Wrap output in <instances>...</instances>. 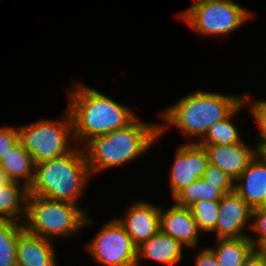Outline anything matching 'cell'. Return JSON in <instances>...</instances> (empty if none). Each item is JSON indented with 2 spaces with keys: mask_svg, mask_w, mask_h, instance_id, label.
Returning a JSON list of instances; mask_svg holds the SVG:
<instances>
[{
  "mask_svg": "<svg viewBox=\"0 0 266 266\" xmlns=\"http://www.w3.org/2000/svg\"><path fill=\"white\" fill-rule=\"evenodd\" d=\"M258 236L252 238L249 236V240L252 242L256 249L266 248V206H261L252 209L251 228Z\"/></svg>",
  "mask_w": 266,
  "mask_h": 266,
  "instance_id": "25",
  "label": "cell"
},
{
  "mask_svg": "<svg viewBox=\"0 0 266 266\" xmlns=\"http://www.w3.org/2000/svg\"><path fill=\"white\" fill-rule=\"evenodd\" d=\"M160 206L150 202H135L126 210L124 218H117L133 244L138 247L160 231Z\"/></svg>",
  "mask_w": 266,
  "mask_h": 266,
  "instance_id": "11",
  "label": "cell"
},
{
  "mask_svg": "<svg viewBox=\"0 0 266 266\" xmlns=\"http://www.w3.org/2000/svg\"><path fill=\"white\" fill-rule=\"evenodd\" d=\"M24 223L0 221V266H17L16 247Z\"/></svg>",
  "mask_w": 266,
  "mask_h": 266,
  "instance_id": "22",
  "label": "cell"
},
{
  "mask_svg": "<svg viewBox=\"0 0 266 266\" xmlns=\"http://www.w3.org/2000/svg\"><path fill=\"white\" fill-rule=\"evenodd\" d=\"M203 177L210 182L220 183V188L225 193L235 191V181L217 166L209 163Z\"/></svg>",
  "mask_w": 266,
  "mask_h": 266,
  "instance_id": "26",
  "label": "cell"
},
{
  "mask_svg": "<svg viewBox=\"0 0 266 266\" xmlns=\"http://www.w3.org/2000/svg\"><path fill=\"white\" fill-rule=\"evenodd\" d=\"M203 1H214V0H193L192 3H198V2H203Z\"/></svg>",
  "mask_w": 266,
  "mask_h": 266,
  "instance_id": "32",
  "label": "cell"
},
{
  "mask_svg": "<svg viewBox=\"0 0 266 266\" xmlns=\"http://www.w3.org/2000/svg\"><path fill=\"white\" fill-rule=\"evenodd\" d=\"M54 243L24 229L16 247L17 266H58Z\"/></svg>",
  "mask_w": 266,
  "mask_h": 266,
  "instance_id": "15",
  "label": "cell"
},
{
  "mask_svg": "<svg viewBox=\"0 0 266 266\" xmlns=\"http://www.w3.org/2000/svg\"><path fill=\"white\" fill-rule=\"evenodd\" d=\"M0 167L7 173L12 181L22 183L27 188H30L34 181V161L31 154L20 142L11 148L0 160Z\"/></svg>",
  "mask_w": 266,
  "mask_h": 266,
  "instance_id": "17",
  "label": "cell"
},
{
  "mask_svg": "<svg viewBox=\"0 0 266 266\" xmlns=\"http://www.w3.org/2000/svg\"><path fill=\"white\" fill-rule=\"evenodd\" d=\"M252 208L235 192L226 193L219 200V215L215 228L216 239L249 237L243 233L251 228Z\"/></svg>",
  "mask_w": 266,
  "mask_h": 266,
  "instance_id": "10",
  "label": "cell"
},
{
  "mask_svg": "<svg viewBox=\"0 0 266 266\" xmlns=\"http://www.w3.org/2000/svg\"><path fill=\"white\" fill-rule=\"evenodd\" d=\"M253 17L252 12L232 0H214L192 3L191 7L179 14L202 36L225 35L236 31Z\"/></svg>",
  "mask_w": 266,
  "mask_h": 266,
  "instance_id": "7",
  "label": "cell"
},
{
  "mask_svg": "<svg viewBox=\"0 0 266 266\" xmlns=\"http://www.w3.org/2000/svg\"><path fill=\"white\" fill-rule=\"evenodd\" d=\"M244 102L252 103L249 106V111L254 117L255 121L259 126V134H257L261 139L257 142L256 148H266V100H253V102H249L251 97L246 93L244 94Z\"/></svg>",
  "mask_w": 266,
  "mask_h": 266,
  "instance_id": "24",
  "label": "cell"
},
{
  "mask_svg": "<svg viewBox=\"0 0 266 266\" xmlns=\"http://www.w3.org/2000/svg\"><path fill=\"white\" fill-rule=\"evenodd\" d=\"M206 150L210 164L219 167L234 181L256 156L257 149L250 148L244 141L230 145L200 144Z\"/></svg>",
  "mask_w": 266,
  "mask_h": 266,
  "instance_id": "12",
  "label": "cell"
},
{
  "mask_svg": "<svg viewBox=\"0 0 266 266\" xmlns=\"http://www.w3.org/2000/svg\"><path fill=\"white\" fill-rule=\"evenodd\" d=\"M160 231L184 246L196 248L199 245L197 223L190 208L181 207L173 203L165 211L160 210Z\"/></svg>",
  "mask_w": 266,
  "mask_h": 266,
  "instance_id": "13",
  "label": "cell"
},
{
  "mask_svg": "<svg viewBox=\"0 0 266 266\" xmlns=\"http://www.w3.org/2000/svg\"><path fill=\"white\" fill-rule=\"evenodd\" d=\"M243 100V95L194 91L161 111L160 116L165 124L159 125V134L162 135L173 125L188 139L196 140L191 142L200 141L213 124L226 118Z\"/></svg>",
  "mask_w": 266,
  "mask_h": 266,
  "instance_id": "3",
  "label": "cell"
},
{
  "mask_svg": "<svg viewBox=\"0 0 266 266\" xmlns=\"http://www.w3.org/2000/svg\"><path fill=\"white\" fill-rule=\"evenodd\" d=\"M73 88L68 91L67 110L77 146L80 140L86 142L125 127L136 117L132 110L94 88L81 83H76Z\"/></svg>",
  "mask_w": 266,
  "mask_h": 266,
  "instance_id": "1",
  "label": "cell"
},
{
  "mask_svg": "<svg viewBox=\"0 0 266 266\" xmlns=\"http://www.w3.org/2000/svg\"><path fill=\"white\" fill-rule=\"evenodd\" d=\"M245 105L248 104L243 100L226 118L213 124L205 136L197 142L199 144H219L226 146L243 141L239 128L231 120Z\"/></svg>",
  "mask_w": 266,
  "mask_h": 266,
  "instance_id": "21",
  "label": "cell"
},
{
  "mask_svg": "<svg viewBox=\"0 0 266 266\" xmlns=\"http://www.w3.org/2000/svg\"><path fill=\"white\" fill-rule=\"evenodd\" d=\"M216 248H209L219 266H241L256 249L249 237L217 239Z\"/></svg>",
  "mask_w": 266,
  "mask_h": 266,
  "instance_id": "19",
  "label": "cell"
},
{
  "mask_svg": "<svg viewBox=\"0 0 266 266\" xmlns=\"http://www.w3.org/2000/svg\"><path fill=\"white\" fill-rule=\"evenodd\" d=\"M197 254L195 266H219L214 253L209 249V247H204L202 251H199Z\"/></svg>",
  "mask_w": 266,
  "mask_h": 266,
  "instance_id": "28",
  "label": "cell"
},
{
  "mask_svg": "<svg viewBox=\"0 0 266 266\" xmlns=\"http://www.w3.org/2000/svg\"><path fill=\"white\" fill-rule=\"evenodd\" d=\"M19 142L18 127H0V160Z\"/></svg>",
  "mask_w": 266,
  "mask_h": 266,
  "instance_id": "27",
  "label": "cell"
},
{
  "mask_svg": "<svg viewBox=\"0 0 266 266\" xmlns=\"http://www.w3.org/2000/svg\"><path fill=\"white\" fill-rule=\"evenodd\" d=\"M80 148L75 145L62 157L35 164L34 181L29 194L76 204L92 176L83 149Z\"/></svg>",
  "mask_w": 266,
  "mask_h": 266,
  "instance_id": "4",
  "label": "cell"
},
{
  "mask_svg": "<svg viewBox=\"0 0 266 266\" xmlns=\"http://www.w3.org/2000/svg\"><path fill=\"white\" fill-rule=\"evenodd\" d=\"M183 247L181 242L159 231L137 247L136 266H140V258L155 260L166 266L175 265L182 258Z\"/></svg>",
  "mask_w": 266,
  "mask_h": 266,
  "instance_id": "16",
  "label": "cell"
},
{
  "mask_svg": "<svg viewBox=\"0 0 266 266\" xmlns=\"http://www.w3.org/2000/svg\"><path fill=\"white\" fill-rule=\"evenodd\" d=\"M28 195L29 188L18 182L12 181L0 186V221H15L21 218L20 222L24 223Z\"/></svg>",
  "mask_w": 266,
  "mask_h": 266,
  "instance_id": "18",
  "label": "cell"
},
{
  "mask_svg": "<svg viewBox=\"0 0 266 266\" xmlns=\"http://www.w3.org/2000/svg\"><path fill=\"white\" fill-rule=\"evenodd\" d=\"M241 266H266V250L255 249Z\"/></svg>",
  "mask_w": 266,
  "mask_h": 266,
  "instance_id": "29",
  "label": "cell"
},
{
  "mask_svg": "<svg viewBox=\"0 0 266 266\" xmlns=\"http://www.w3.org/2000/svg\"><path fill=\"white\" fill-rule=\"evenodd\" d=\"M160 136L158 124L142 122L136 116L125 127L90 139L82 148L91 175L132 162Z\"/></svg>",
  "mask_w": 266,
  "mask_h": 266,
  "instance_id": "2",
  "label": "cell"
},
{
  "mask_svg": "<svg viewBox=\"0 0 266 266\" xmlns=\"http://www.w3.org/2000/svg\"><path fill=\"white\" fill-rule=\"evenodd\" d=\"M63 116L61 121L41 119L18 126L19 142L31 154L34 164L62 157L75 147L72 119L67 109Z\"/></svg>",
  "mask_w": 266,
  "mask_h": 266,
  "instance_id": "6",
  "label": "cell"
},
{
  "mask_svg": "<svg viewBox=\"0 0 266 266\" xmlns=\"http://www.w3.org/2000/svg\"><path fill=\"white\" fill-rule=\"evenodd\" d=\"M198 229L211 232L219 215V201L201 200L190 207Z\"/></svg>",
  "mask_w": 266,
  "mask_h": 266,
  "instance_id": "23",
  "label": "cell"
},
{
  "mask_svg": "<svg viewBox=\"0 0 266 266\" xmlns=\"http://www.w3.org/2000/svg\"><path fill=\"white\" fill-rule=\"evenodd\" d=\"M225 194L220 183L210 182L202 176L182 189L173 199L176 205L190 208L201 200L219 201Z\"/></svg>",
  "mask_w": 266,
  "mask_h": 266,
  "instance_id": "20",
  "label": "cell"
},
{
  "mask_svg": "<svg viewBox=\"0 0 266 266\" xmlns=\"http://www.w3.org/2000/svg\"><path fill=\"white\" fill-rule=\"evenodd\" d=\"M174 157L169 177L172 198L202 177L209 164L206 150L198 142L181 144Z\"/></svg>",
  "mask_w": 266,
  "mask_h": 266,
  "instance_id": "9",
  "label": "cell"
},
{
  "mask_svg": "<svg viewBox=\"0 0 266 266\" xmlns=\"http://www.w3.org/2000/svg\"><path fill=\"white\" fill-rule=\"evenodd\" d=\"M12 180L7 173L0 167V186L10 184Z\"/></svg>",
  "mask_w": 266,
  "mask_h": 266,
  "instance_id": "30",
  "label": "cell"
},
{
  "mask_svg": "<svg viewBox=\"0 0 266 266\" xmlns=\"http://www.w3.org/2000/svg\"><path fill=\"white\" fill-rule=\"evenodd\" d=\"M257 152L264 158L266 161V148H256Z\"/></svg>",
  "mask_w": 266,
  "mask_h": 266,
  "instance_id": "31",
  "label": "cell"
},
{
  "mask_svg": "<svg viewBox=\"0 0 266 266\" xmlns=\"http://www.w3.org/2000/svg\"><path fill=\"white\" fill-rule=\"evenodd\" d=\"M87 213V209L76 204L29 194L24 227L29 233L53 242L56 236H72L85 225L94 224Z\"/></svg>",
  "mask_w": 266,
  "mask_h": 266,
  "instance_id": "5",
  "label": "cell"
},
{
  "mask_svg": "<svg viewBox=\"0 0 266 266\" xmlns=\"http://www.w3.org/2000/svg\"><path fill=\"white\" fill-rule=\"evenodd\" d=\"M235 192L252 209L266 206V161L259 153L235 180Z\"/></svg>",
  "mask_w": 266,
  "mask_h": 266,
  "instance_id": "14",
  "label": "cell"
},
{
  "mask_svg": "<svg viewBox=\"0 0 266 266\" xmlns=\"http://www.w3.org/2000/svg\"><path fill=\"white\" fill-rule=\"evenodd\" d=\"M87 245L90 255L103 266H136L137 247L116 218L104 224Z\"/></svg>",
  "mask_w": 266,
  "mask_h": 266,
  "instance_id": "8",
  "label": "cell"
}]
</instances>
